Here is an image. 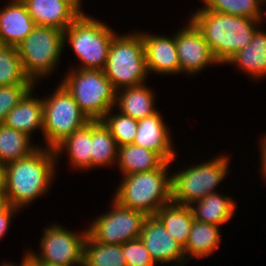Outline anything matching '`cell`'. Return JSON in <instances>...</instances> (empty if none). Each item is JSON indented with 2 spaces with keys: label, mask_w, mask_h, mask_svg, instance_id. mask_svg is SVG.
I'll use <instances>...</instances> for the list:
<instances>
[{
  "label": "cell",
  "mask_w": 266,
  "mask_h": 266,
  "mask_svg": "<svg viewBox=\"0 0 266 266\" xmlns=\"http://www.w3.org/2000/svg\"><path fill=\"white\" fill-rule=\"evenodd\" d=\"M41 146L31 155L6 164L5 203L23 210L51 190L56 179L54 149Z\"/></svg>",
  "instance_id": "cell-1"
},
{
  "label": "cell",
  "mask_w": 266,
  "mask_h": 266,
  "mask_svg": "<svg viewBox=\"0 0 266 266\" xmlns=\"http://www.w3.org/2000/svg\"><path fill=\"white\" fill-rule=\"evenodd\" d=\"M202 33L220 65L251 43L259 20L197 8L188 18Z\"/></svg>",
  "instance_id": "cell-2"
},
{
  "label": "cell",
  "mask_w": 266,
  "mask_h": 266,
  "mask_svg": "<svg viewBox=\"0 0 266 266\" xmlns=\"http://www.w3.org/2000/svg\"><path fill=\"white\" fill-rule=\"evenodd\" d=\"M175 160L165 162L158 169L121 177L112 198L126 208L154 216L162 206L172 202V171L169 170Z\"/></svg>",
  "instance_id": "cell-3"
},
{
  "label": "cell",
  "mask_w": 266,
  "mask_h": 266,
  "mask_svg": "<svg viewBox=\"0 0 266 266\" xmlns=\"http://www.w3.org/2000/svg\"><path fill=\"white\" fill-rule=\"evenodd\" d=\"M109 26L83 12L64 30V47L70 44L80 61L69 68L103 70L111 42L118 34Z\"/></svg>",
  "instance_id": "cell-4"
},
{
  "label": "cell",
  "mask_w": 266,
  "mask_h": 266,
  "mask_svg": "<svg viewBox=\"0 0 266 266\" xmlns=\"http://www.w3.org/2000/svg\"><path fill=\"white\" fill-rule=\"evenodd\" d=\"M178 168L171 173L172 202L181 206H190L202 200L206 195L216 193L218 186L230 173V154L219 156ZM207 161V162H206Z\"/></svg>",
  "instance_id": "cell-5"
},
{
  "label": "cell",
  "mask_w": 266,
  "mask_h": 266,
  "mask_svg": "<svg viewBox=\"0 0 266 266\" xmlns=\"http://www.w3.org/2000/svg\"><path fill=\"white\" fill-rule=\"evenodd\" d=\"M103 72L116 91L146 83L143 38L137 29L113 38Z\"/></svg>",
  "instance_id": "cell-6"
},
{
  "label": "cell",
  "mask_w": 266,
  "mask_h": 266,
  "mask_svg": "<svg viewBox=\"0 0 266 266\" xmlns=\"http://www.w3.org/2000/svg\"><path fill=\"white\" fill-rule=\"evenodd\" d=\"M64 49V31L37 25L17 45L24 72L36 88L41 80L57 71Z\"/></svg>",
  "instance_id": "cell-7"
},
{
  "label": "cell",
  "mask_w": 266,
  "mask_h": 266,
  "mask_svg": "<svg viewBox=\"0 0 266 266\" xmlns=\"http://www.w3.org/2000/svg\"><path fill=\"white\" fill-rule=\"evenodd\" d=\"M61 84L90 121L102 120L115 108L116 90L103 70L69 68Z\"/></svg>",
  "instance_id": "cell-8"
},
{
  "label": "cell",
  "mask_w": 266,
  "mask_h": 266,
  "mask_svg": "<svg viewBox=\"0 0 266 266\" xmlns=\"http://www.w3.org/2000/svg\"><path fill=\"white\" fill-rule=\"evenodd\" d=\"M51 95H43L42 147L54 149L76 130L90 122L68 90L59 82ZM45 145V146H44Z\"/></svg>",
  "instance_id": "cell-9"
},
{
  "label": "cell",
  "mask_w": 266,
  "mask_h": 266,
  "mask_svg": "<svg viewBox=\"0 0 266 266\" xmlns=\"http://www.w3.org/2000/svg\"><path fill=\"white\" fill-rule=\"evenodd\" d=\"M40 251L25 249L32 263H50L65 266H83L84 240L88 228L73 232L59 222L50 223L42 230ZM30 250V251H29Z\"/></svg>",
  "instance_id": "cell-10"
},
{
  "label": "cell",
  "mask_w": 266,
  "mask_h": 266,
  "mask_svg": "<svg viewBox=\"0 0 266 266\" xmlns=\"http://www.w3.org/2000/svg\"><path fill=\"white\" fill-rule=\"evenodd\" d=\"M108 212L99 214L88 225V234L101 244L122 245L138 239L145 219V213L120 205L111 198Z\"/></svg>",
  "instance_id": "cell-11"
},
{
  "label": "cell",
  "mask_w": 266,
  "mask_h": 266,
  "mask_svg": "<svg viewBox=\"0 0 266 266\" xmlns=\"http://www.w3.org/2000/svg\"><path fill=\"white\" fill-rule=\"evenodd\" d=\"M176 48L181 75L192 77L209 66H220L202 33L190 20L176 31Z\"/></svg>",
  "instance_id": "cell-12"
},
{
  "label": "cell",
  "mask_w": 266,
  "mask_h": 266,
  "mask_svg": "<svg viewBox=\"0 0 266 266\" xmlns=\"http://www.w3.org/2000/svg\"><path fill=\"white\" fill-rule=\"evenodd\" d=\"M157 266H186L184 248L167 232L155 216H148L139 236ZM170 263V264H169Z\"/></svg>",
  "instance_id": "cell-13"
},
{
  "label": "cell",
  "mask_w": 266,
  "mask_h": 266,
  "mask_svg": "<svg viewBox=\"0 0 266 266\" xmlns=\"http://www.w3.org/2000/svg\"><path fill=\"white\" fill-rule=\"evenodd\" d=\"M142 38L148 74L159 76L181 75V67L176 48V31L167 36L137 30Z\"/></svg>",
  "instance_id": "cell-14"
},
{
  "label": "cell",
  "mask_w": 266,
  "mask_h": 266,
  "mask_svg": "<svg viewBox=\"0 0 266 266\" xmlns=\"http://www.w3.org/2000/svg\"><path fill=\"white\" fill-rule=\"evenodd\" d=\"M35 25L64 31L83 12L82 0H22Z\"/></svg>",
  "instance_id": "cell-15"
},
{
  "label": "cell",
  "mask_w": 266,
  "mask_h": 266,
  "mask_svg": "<svg viewBox=\"0 0 266 266\" xmlns=\"http://www.w3.org/2000/svg\"><path fill=\"white\" fill-rule=\"evenodd\" d=\"M158 110L153 115L138 120V127L133 144L158 153L166 162L177 159L174 137L170 125Z\"/></svg>",
  "instance_id": "cell-16"
},
{
  "label": "cell",
  "mask_w": 266,
  "mask_h": 266,
  "mask_svg": "<svg viewBox=\"0 0 266 266\" xmlns=\"http://www.w3.org/2000/svg\"><path fill=\"white\" fill-rule=\"evenodd\" d=\"M8 1L0 9V42L17 47L36 25L22 0Z\"/></svg>",
  "instance_id": "cell-17"
},
{
  "label": "cell",
  "mask_w": 266,
  "mask_h": 266,
  "mask_svg": "<svg viewBox=\"0 0 266 266\" xmlns=\"http://www.w3.org/2000/svg\"><path fill=\"white\" fill-rule=\"evenodd\" d=\"M57 165L66 152L69 169L91 171L92 169V121L76 130L54 148Z\"/></svg>",
  "instance_id": "cell-18"
},
{
  "label": "cell",
  "mask_w": 266,
  "mask_h": 266,
  "mask_svg": "<svg viewBox=\"0 0 266 266\" xmlns=\"http://www.w3.org/2000/svg\"><path fill=\"white\" fill-rule=\"evenodd\" d=\"M226 64L242 70L244 75L254 81L266 78V31L259 26L251 43L237 51Z\"/></svg>",
  "instance_id": "cell-19"
},
{
  "label": "cell",
  "mask_w": 266,
  "mask_h": 266,
  "mask_svg": "<svg viewBox=\"0 0 266 266\" xmlns=\"http://www.w3.org/2000/svg\"><path fill=\"white\" fill-rule=\"evenodd\" d=\"M34 91L35 87L6 115L3 122L4 126L24 132L31 138L38 130L43 133V100L37 94L33 95Z\"/></svg>",
  "instance_id": "cell-20"
},
{
  "label": "cell",
  "mask_w": 266,
  "mask_h": 266,
  "mask_svg": "<svg viewBox=\"0 0 266 266\" xmlns=\"http://www.w3.org/2000/svg\"><path fill=\"white\" fill-rule=\"evenodd\" d=\"M146 83L116 91V109L123 115L136 120L153 115L156 108V96Z\"/></svg>",
  "instance_id": "cell-21"
},
{
  "label": "cell",
  "mask_w": 266,
  "mask_h": 266,
  "mask_svg": "<svg viewBox=\"0 0 266 266\" xmlns=\"http://www.w3.org/2000/svg\"><path fill=\"white\" fill-rule=\"evenodd\" d=\"M220 192L208 194L189 206L195 220L216 226H222L232 220L238 209L237 203L231 196Z\"/></svg>",
  "instance_id": "cell-22"
},
{
  "label": "cell",
  "mask_w": 266,
  "mask_h": 266,
  "mask_svg": "<svg viewBox=\"0 0 266 266\" xmlns=\"http://www.w3.org/2000/svg\"><path fill=\"white\" fill-rule=\"evenodd\" d=\"M220 226L194 220L193 226L184 247L187 262L213 256L221 244Z\"/></svg>",
  "instance_id": "cell-23"
},
{
  "label": "cell",
  "mask_w": 266,
  "mask_h": 266,
  "mask_svg": "<svg viewBox=\"0 0 266 266\" xmlns=\"http://www.w3.org/2000/svg\"><path fill=\"white\" fill-rule=\"evenodd\" d=\"M166 161L156 152L135 144L118 147L117 167L121 176L160 168Z\"/></svg>",
  "instance_id": "cell-24"
},
{
  "label": "cell",
  "mask_w": 266,
  "mask_h": 266,
  "mask_svg": "<svg viewBox=\"0 0 266 266\" xmlns=\"http://www.w3.org/2000/svg\"><path fill=\"white\" fill-rule=\"evenodd\" d=\"M154 216L184 248L195 220L190 207L171 202L168 205L162 206Z\"/></svg>",
  "instance_id": "cell-25"
},
{
  "label": "cell",
  "mask_w": 266,
  "mask_h": 266,
  "mask_svg": "<svg viewBox=\"0 0 266 266\" xmlns=\"http://www.w3.org/2000/svg\"><path fill=\"white\" fill-rule=\"evenodd\" d=\"M92 170L116 166L118 146L102 120L92 121Z\"/></svg>",
  "instance_id": "cell-26"
},
{
  "label": "cell",
  "mask_w": 266,
  "mask_h": 266,
  "mask_svg": "<svg viewBox=\"0 0 266 266\" xmlns=\"http://www.w3.org/2000/svg\"><path fill=\"white\" fill-rule=\"evenodd\" d=\"M32 140L24 132L0 125V163L6 165L31 155L41 146Z\"/></svg>",
  "instance_id": "cell-27"
},
{
  "label": "cell",
  "mask_w": 266,
  "mask_h": 266,
  "mask_svg": "<svg viewBox=\"0 0 266 266\" xmlns=\"http://www.w3.org/2000/svg\"><path fill=\"white\" fill-rule=\"evenodd\" d=\"M83 266H127L123 244H101L87 234L84 240Z\"/></svg>",
  "instance_id": "cell-28"
},
{
  "label": "cell",
  "mask_w": 266,
  "mask_h": 266,
  "mask_svg": "<svg viewBox=\"0 0 266 266\" xmlns=\"http://www.w3.org/2000/svg\"><path fill=\"white\" fill-rule=\"evenodd\" d=\"M34 84L25 74L16 46H0V86Z\"/></svg>",
  "instance_id": "cell-29"
},
{
  "label": "cell",
  "mask_w": 266,
  "mask_h": 266,
  "mask_svg": "<svg viewBox=\"0 0 266 266\" xmlns=\"http://www.w3.org/2000/svg\"><path fill=\"white\" fill-rule=\"evenodd\" d=\"M201 6L211 12L242 16L260 20L263 0H200Z\"/></svg>",
  "instance_id": "cell-30"
},
{
  "label": "cell",
  "mask_w": 266,
  "mask_h": 266,
  "mask_svg": "<svg viewBox=\"0 0 266 266\" xmlns=\"http://www.w3.org/2000/svg\"><path fill=\"white\" fill-rule=\"evenodd\" d=\"M111 108L102 119L103 123L108 127L116 141L117 146L133 144L137 133L138 120L123 115L119 111H113Z\"/></svg>",
  "instance_id": "cell-31"
},
{
  "label": "cell",
  "mask_w": 266,
  "mask_h": 266,
  "mask_svg": "<svg viewBox=\"0 0 266 266\" xmlns=\"http://www.w3.org/2000/svg\"><path fill=\"white\" fill-rule=\"evenodd\" d=\"M35 87V84L0 86V125L6 115Z\"/></svg>",
  "instance_id": "cell-32"
},
{
  "label": "cell",
  "mask_w": 266,
  "mask_h": 266,
  "mask_svg": "<svg viewBox=\"0 0 266 266\" xmlns=\"http://www.w3.org/2000/svg\"><path fill=\"white\" fill-rule=\"evenodd\" d=\"M123 255L127 266H157L140 238L124 243Z\"/></svg>",
  "instance_id": "cell-33"
},
{
  "label": "cell",
  "mask_w": 266,
  "mask_h": 266,
  "mask_svg": "<svg viewBox=\"0 0 266 266\" xmlns=\"http://www.w3.org/2000/svg\"><path fill=\"white\" fill-rule=\"evenodd\" d=\"M20 211V209L12 207L7 203L0 208V241L2 238L6 237L12 219L16 218V214Z\"/></svg>",
  "instance_id": "cell-34"
},
{
  "label": "cell",
  "mask_w": 266,
  "mask_h": 266,
  "mask_svg": "<svg viewBox=\"0 0 266 266\" xmlns=\"http://www.w3.org/2000/svg\"><path fill=\"white\" fill-rule=\"evenodd\" d=\"M261 138H259V153L260 158V172L261 177H263V180L266 182V133L264 135H260Z\"/></svg>",
  "instance_id": "cell-35"
},
{
  "label": "cell",
  "mask_w": 266,
  "mask_h": 266,
  "mask_svg": "<svg viewBox=\"0 0 266 266\" xmlns=\"http://www.w3.org/2000/svg\"><path fill=\"white\" fill-rule=\"evenodd\" d=\"M6 165L0 163V199H5Z\"/></svg>",
  "instance_id": "cell-36"
},
{
  "label": "cell",
  "mask_w": 266,
  "mask_h": 266,
  "mask_svg": "<svg viewBox=\"0 0 266 266\" xmlns=\"http://www.w3.org/2000/svg\"><path fill=\"white\" fill-rule=\"evenodd\" d=\"M0 266H32V261L30 259V256L25 252L23 258H21V262L18 264V262L14 263L12 262H8V261H3L1 262Z\"/></svg>",
  "instance_id": "cell-37"
},
{
  "label": "cell",
  "mask_w": 266,
  "mask_h": 266,
  "mask_svg": "<svg viewBox=\"0 0 266 266\" xmlns=\"http://www.w3.org/2000/svg\"><path fill=\"white\" fill-rule=\"evenodd\" d=\"M266 5V0H263V3H262V7ZM265 9L262 8V11H261V16H260V24L262 23V21H265L266 20V11H263ZM265 19V20H264Z\"/></svg>",
  "instance_id": "cell-38"
},
{
  "label": "cell",
  "mask_w": 266,
  "mask_h": 266,
  "mask_svg": "<svg viewBox=\"0 0 266 266\" xmlns=\"http://www.w3.org/2000/svg\"><path fill=\"white\" fill-rule=\"evenodd\" d=\"M32 266H65V265L50 264V263H32Z\"/></svg>",
  "instance_id": "cell-39"
},
{
  "label": "cell",
  "mask_w": 266,
  "mask_h": 266,
  "mask_svg": "<svg viewBox=\"0 0 266 266\" xmlns=\"http://www.w3.org/2000/svg\"><path fill=\"white\" fill-rule=\"evenodd\" d=\"M5 204V199H0V208Z\"/></svg>",
  "instance_id": "cell-40"
}]
</instances>
